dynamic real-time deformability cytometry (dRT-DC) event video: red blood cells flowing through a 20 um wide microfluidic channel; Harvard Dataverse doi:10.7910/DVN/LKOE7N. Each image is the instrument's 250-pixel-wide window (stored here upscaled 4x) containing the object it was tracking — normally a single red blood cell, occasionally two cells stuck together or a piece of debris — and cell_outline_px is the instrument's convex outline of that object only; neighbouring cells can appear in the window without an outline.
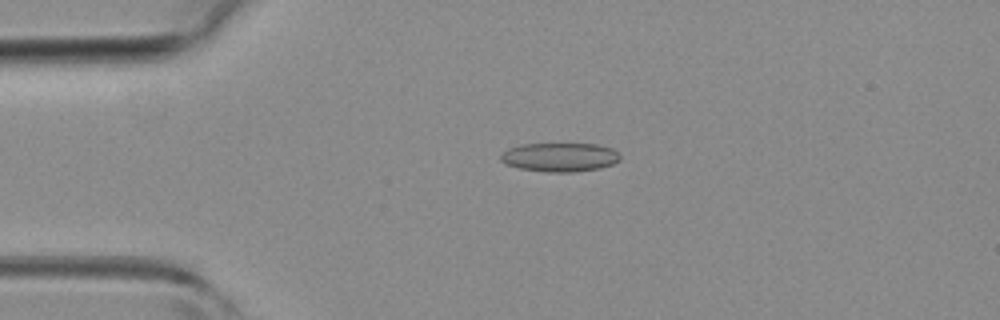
{"species": "common noctule bat (a hibernating species)", "species_latin": "Nyctalus noctula", "temperature_condition": "room temperature", "stored_images_in_passage": 4, "camera_frame_rate_fps": 3000, "um_per_image_px": 0.085, "animal": {"sex": "female", "body_mass_g": 19.3, "forearm_length_mm": 54.1}, "frame": {"image": 1, "passage_image": 3, "time_ms": 2.333, "image_size_px": [1000, 320], "cell_outline_px": [[620, 160], [612, 164], [600, 168], [572, 172], [548, 172], [520, 168], [504, 164], [500, 160], [500, 152], [508, 148], [520, 144], [600, 144], [612, 148], [620, 156]], "centroid_in_image_um": [47.55, 13.35], "position_along_channel_um": 37.5, "area_um2": 20.23}}